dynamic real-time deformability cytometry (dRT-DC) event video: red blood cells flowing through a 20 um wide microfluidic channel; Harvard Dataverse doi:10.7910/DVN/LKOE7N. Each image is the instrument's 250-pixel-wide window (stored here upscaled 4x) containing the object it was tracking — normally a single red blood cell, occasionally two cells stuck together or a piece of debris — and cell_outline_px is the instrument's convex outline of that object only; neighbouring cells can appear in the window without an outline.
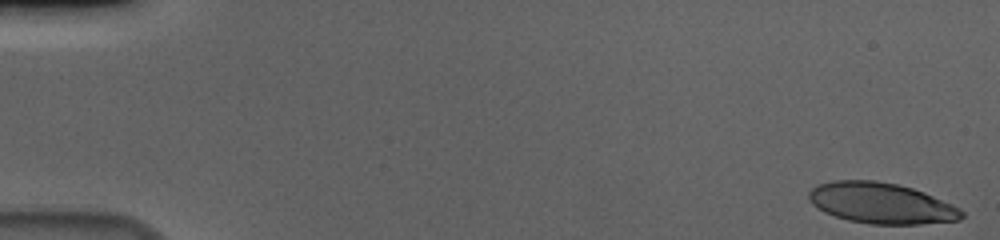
{"species": "human", "species_latin": "Homo sapiens", "temperature_condition": "cold", "stored_images_in_passage": 56, "camera_frame_rate_fps": 3000, "um_per_image_px": 0.085, "donor": {"sex": "male"}, "frame": {"image": 1, "passage_image": 1, "time_ms": 0.0, "image_size_px": [1000, 240], "cell_outline_px": [[964, 216], [960, 220], [920, 224], [872, 224], [848, 220], [824, 212], [816, 208], [808, 200], [808, 192], [816, 184], [836, 180], [876, 180], [896, 184], [912, 188], [924, 192], [952, 204], [960, 208], [964, 212]], "centroid_in_image_um": [74.89, 17.27], "position_along_channel_um": 10.1, "area_um2": 36.53}}
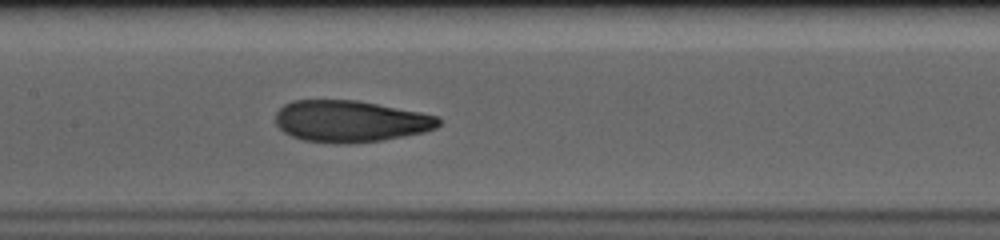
{"frame": {"image": 2, "passage_image": 28, "time_ms": 9.0, "image_size_px": [1000, 240], "cell_outline_px": [[440, 124], [436, 128], [424, 132], [384, 140], [348, 144], [332, 144], [304, 140], [292, 136], [284, 132], [276, 124], [276, 112], [284, 104], [292, 100], [356, 100], [420, 112], [436, 116], [440, 120]], "centroid_in_image_um": [29.76, 10.31], "position_along_channel_um": 177.6, "area_um2": 39.65}}
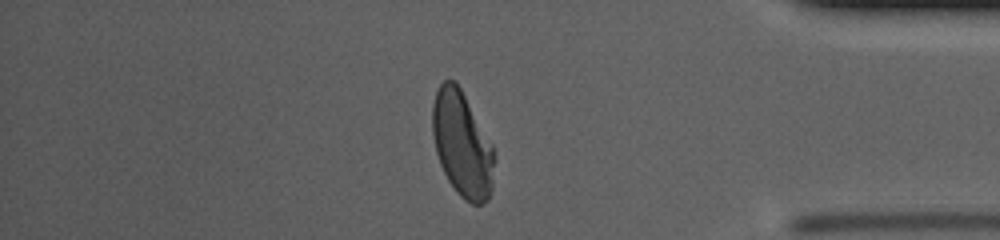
{"frame": {"image": 3, "passage_image": 48, "time_ms": 15.667, "image_size_px": [1000, 240], "cell_outline_px": [[496, 160], [492, 188], [488, 200], [480, 204], [472, 204], [464, 200], [456, 192], [448, 180], [440, 164], [436, 152], [432, 132], [432, 104], [436, 92], [440, 84], [444, 80], [452, 80], [460, 88], [492, 144]], "centroid_in_image_um": [39.29, 12.3], "position_along_channel_um": 395.9, "area_um2": 38.03}, "authors_computed_cell_mechanics": {"area_um2": 38.726, "velocity_mm_per_s": 3.6513, "shape_relaxation_time_tau1_ms": 4.9155, "shape_relaxation_time_tau2_ms": 1.2505, "deformation_change_tau1": 0.1951, "deformation_change_tau2": 0.0776}}